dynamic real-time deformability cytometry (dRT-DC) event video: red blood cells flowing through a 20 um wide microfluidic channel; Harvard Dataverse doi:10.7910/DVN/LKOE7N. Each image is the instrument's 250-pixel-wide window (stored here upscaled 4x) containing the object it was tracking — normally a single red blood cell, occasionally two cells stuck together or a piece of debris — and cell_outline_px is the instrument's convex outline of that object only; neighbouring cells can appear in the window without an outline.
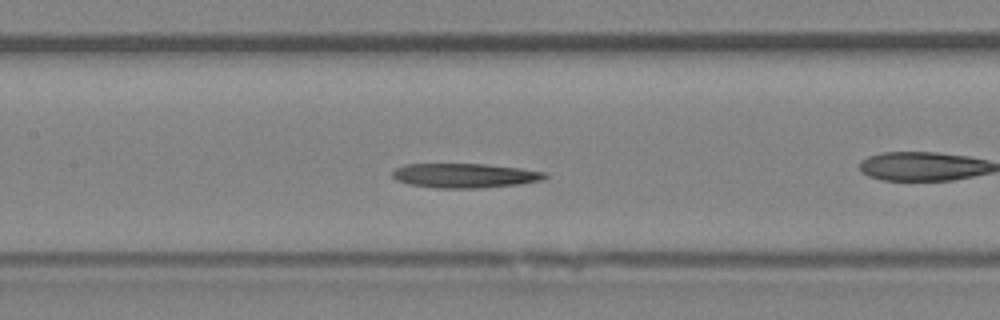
{"species": "Egyptian fruit bat (a non-hibernating species)", "species_latin": "Rousettus aegyptiacus", "temperature_condition": "room temperature", "stored_images_in_passage": 32, "camera_frame_rate_fps": 3000, "um_per_image_px": 0.085, "animal": {"sex": "female"}, "frame": {"image": 1, "passage_image": 5, "time_ms": 1.333, "image_size_px": [1000, 320], "cell_outline_px": [[548, 176], [544, 180], [520, 184], [484, 188], [436, 188], [408, 184], [396, 180], [392, 176], [392, 172], [396, 168], [404, 164], [484, 164], [520, 168], [548, 172]], "centroid_in_image_um": [39.54, 14.93], "position_along_channel_um": 167.9, "area_um2": 21.96}}